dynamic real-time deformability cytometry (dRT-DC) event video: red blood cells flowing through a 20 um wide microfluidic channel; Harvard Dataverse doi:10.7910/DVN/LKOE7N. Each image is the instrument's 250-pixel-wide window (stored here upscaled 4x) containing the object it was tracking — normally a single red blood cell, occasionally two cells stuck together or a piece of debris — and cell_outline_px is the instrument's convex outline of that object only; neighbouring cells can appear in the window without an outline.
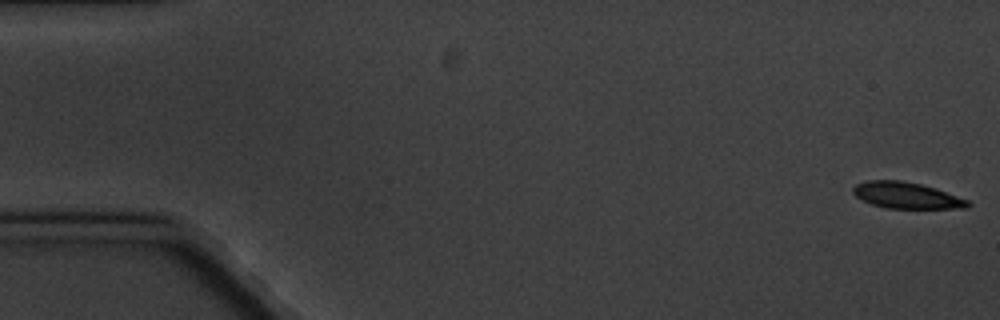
{"species": "common noctule bat (a hibernating species)", "species_latin": "Nyctalus noctula", "temperature_condition": "cold", "stored_images_in_passage": 8, "camera_frame_rate_fps": 3000, "um_per_image_px": 0.085, "animal": {"sex": "male", "body_mass_g": 20.1, "forearm_length_mm": 53.5}, "frame": {"image": 1, "passage_image": 1, "time_ms": 0.0, "image_size_px": [1000, 320], "cell_outline_px": [[972, 204], [968, 208], [884, 208], [872, 204], [856, 196], [852, 192], [852, 188], [856, 184], [868, 180], [900, 180], [920, 184], [936, 188], [968, 200]], "centroid_in_image_um": [77.06, 16.61], "position_along_channel_um": 7.9, "area_um2": 17.51}}
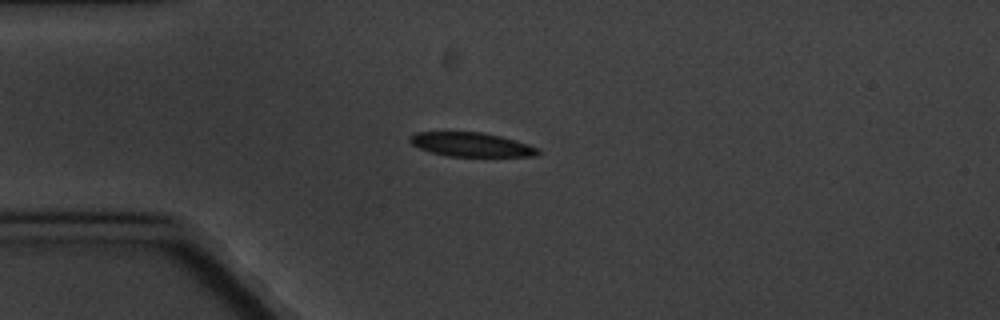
{"frame": {"image": 2, "passage_image": 5, "time_ms": 4.667, "image_size_px": [1000, 320], "cell_outline_px": [[540, 152], [536, 156], [448, 156], [432, 152], [420, 148], [412, 144], [408, 140], [408, 136], [416, 132], [480, 132], [500, 136], [528, 144], [540, 148]], "centroid_in_image_um": [40.05, 12.28], "position_along_channel_um": 44.9, "area_um2": 17.86}}